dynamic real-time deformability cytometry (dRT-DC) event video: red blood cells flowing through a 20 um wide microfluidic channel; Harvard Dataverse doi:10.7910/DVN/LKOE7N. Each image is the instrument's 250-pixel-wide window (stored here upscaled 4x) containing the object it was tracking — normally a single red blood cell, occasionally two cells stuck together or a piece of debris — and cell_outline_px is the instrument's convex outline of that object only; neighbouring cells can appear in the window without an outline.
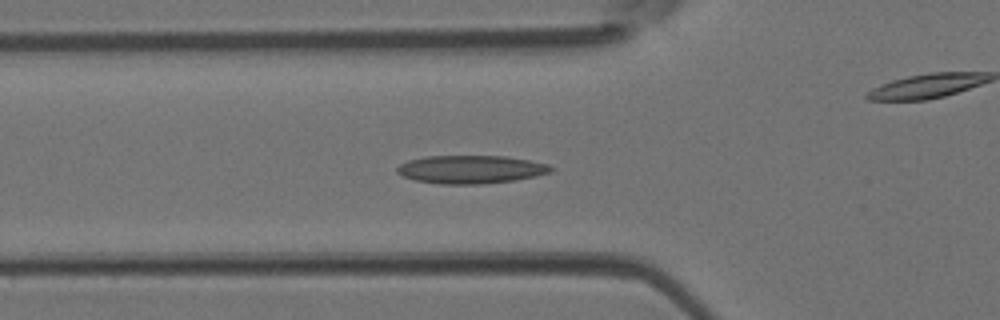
{"species": "Egyptian fruit bat (a non-hibernating species)", "species_latin": "Rousettus aegyptiacus", "temperature_condition": "room temperature", "stored_images_in_passage": 46, "camera_frame_rate_fps": 3000, "um_per_image_px": 0.085, "animal": {"sex": "female"}, "frame": {"image": 1, "passage_image": 16, "time_ms": 5.0, "image_size_px": [1000, 320], "cell_outline_px": [[556, 168], [552, 172], [536, 176], [516, 180], [480, 184], [440, 184], [416, 180], [404, 176], [396, 172], [396, 168], [400, 164], [408, 160], [424, 156], [504, 156], [528, 160], [548, 164]], "centroid_in_image_um": [40.04, 14.4], "position_along_channel_um": 85.8, "area_um2": 25.32}}
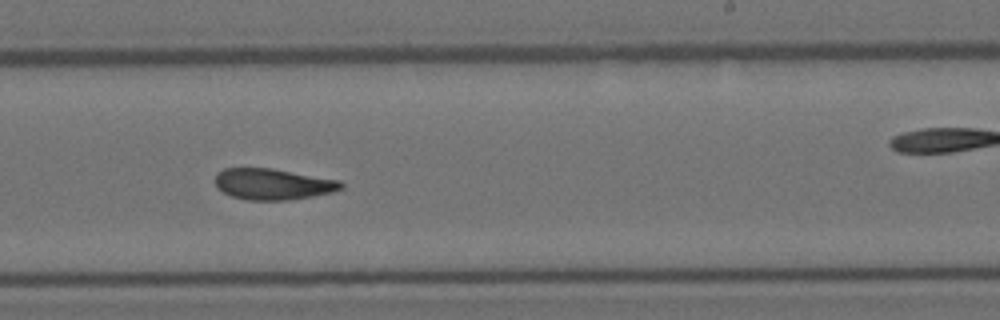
{"frame": {"image": 2, "passage_image": 28, "time_ms": 9.0, "image_size_px": [1000, 320], "cell_outline_px": [[344, 188], [332, 192], [312, 196], [288, 200], [248, 200], [232, 196], [220, 192], [216, 188], [216, 172], [224, 168], [272, 168], [340, 180], [344, 184]], "centroid_in_image_um": [23.18, 15.65], "position_along_channel_um": 265.8, "area_um2": 23.0}}
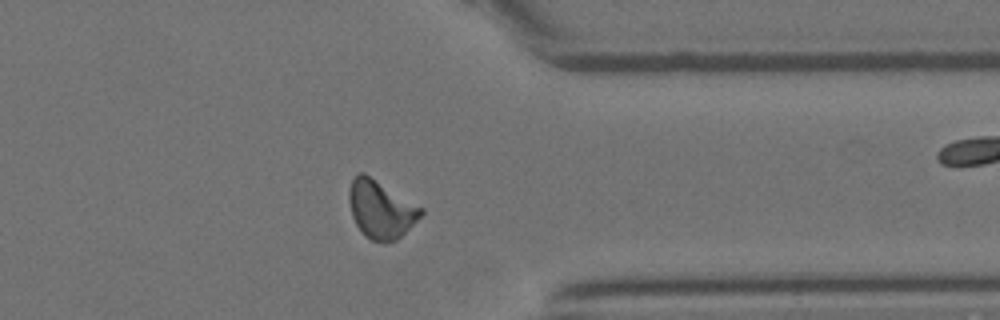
{"frame": {"image": 3, "passage_image": 36, "time_ms": 11.667, "image_size_px": [1000, 320], "cell_outline_px": [[424, 212], [396, 240], [372, 240], [364, 236], [356, 224], [352, 216], [348, 200], [348, 192], [352, 180], [360, 172], [364, 172], [424, 208]], "centroid_in_image_um": [32.35, 17.76], "position_along_channel_um": 379.1, "area_um2": 23.87}}